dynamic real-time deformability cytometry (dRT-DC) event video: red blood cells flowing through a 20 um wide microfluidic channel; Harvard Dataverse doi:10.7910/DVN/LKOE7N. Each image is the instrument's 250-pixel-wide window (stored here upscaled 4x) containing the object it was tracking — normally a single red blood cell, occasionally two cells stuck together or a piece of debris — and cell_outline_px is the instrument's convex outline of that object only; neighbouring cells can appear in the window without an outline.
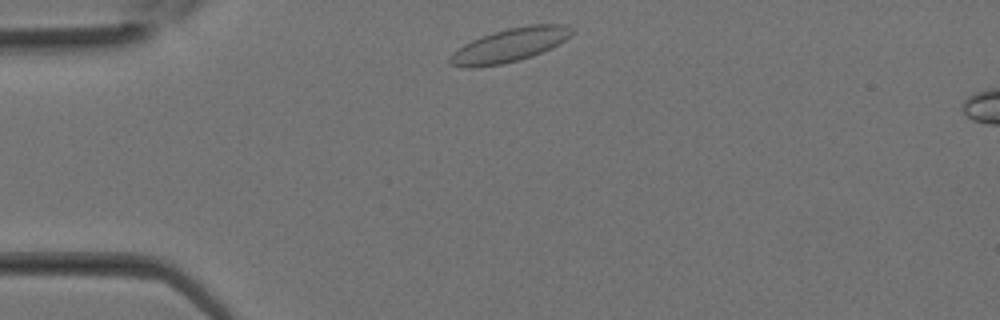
{"species": "Egyptian fruit bat (a non-hibernating species)", "species_latin": "Rousettus aegyptiacus", "temperature_condition": "room temperature", "stored_images_in_passage": 5, "camera_frame_rate_fps": 3000, "um_per_image_px": 0.085, "animal": {"sex": "female"}, "frame": {"image": 1, "passage_image": 1, "time_ms": 0.0, "image_size_px": [1000, 320], "cell_outline_px": [[576, 32], [564, 40], [532, 56], [520, 60], [500, 64], [476, 68], [464, 68], [448, 64], [448, 56], [452, 52], [464, 44], [472, 40], [508, 28], [528, 24], [564, 24], [572, 28]], "centroid_in_image_um": [43.28, 3.85], "position_along_channel_um": 41.7, "area_um2": 23.81}}
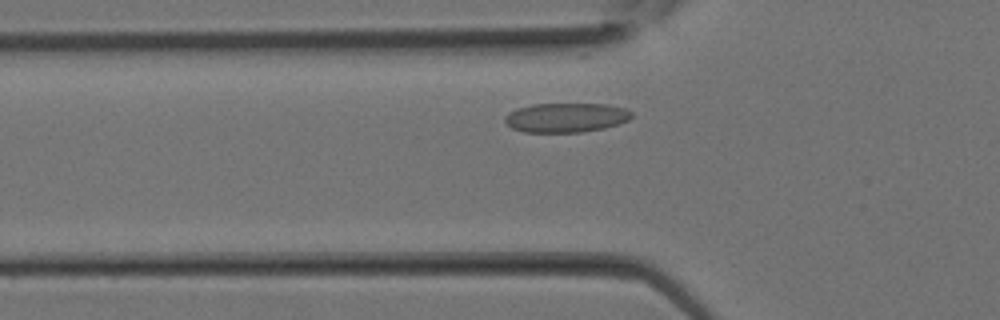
{"frame": {"image": 2, "passage_image": 4, "time_ms": 1.0, "image_size_px": [1000, 320], "cell_outline_px": [[632, 116], [628, 120], [604, 128], [580, 132], [524, 132], [512, 128], [504, 120], [504, 116], [508, 112], [516, 108], [532, 104], [608, 104], [624, 108], [632, 112]], "centroid_in_image_um": [48.08, 9.99], "position_along_channel_um": 77.7, "area_um2": 21.68}}